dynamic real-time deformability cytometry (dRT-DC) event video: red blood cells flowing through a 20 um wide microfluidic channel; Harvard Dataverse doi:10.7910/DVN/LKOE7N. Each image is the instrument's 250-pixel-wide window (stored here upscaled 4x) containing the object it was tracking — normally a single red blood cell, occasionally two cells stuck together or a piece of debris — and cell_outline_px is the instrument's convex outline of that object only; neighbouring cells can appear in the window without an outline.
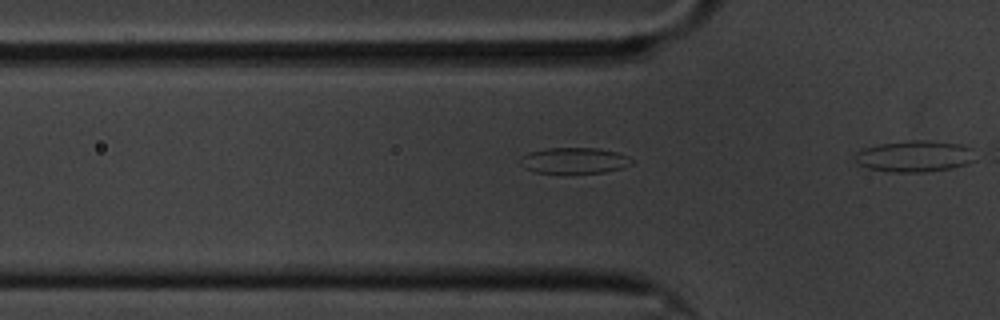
{"species": "common noctule bat (a hibernating species)", "species_latin": "Nyctalus noctula", "temperature_condition": "cold", "stored_images_in_passage": 6, "camera_frame_rate_fps": 3000, "um_per_image_px": 0.085, "animal": {"sex": "male", "body_mass_g": 20.1, "forearm_length_mm": 53.5}, "frame": {"image": 1, "passage_image": 3, "time_ms": 0.667, "image_size_px": [1000, 320], "cell_outline_px": [[636, 160], [632, 164], [620, 168], [604, 172], [536, 172], [524, 168], [520, 164], [520, 156], [528, 152], [548, 148], [596, 148], [616, 152], [628, 156]], "centroid_in_image_um": [48.81, 13.63], "position_along_channel_um": 77.0, "area_um2": 16.7}}